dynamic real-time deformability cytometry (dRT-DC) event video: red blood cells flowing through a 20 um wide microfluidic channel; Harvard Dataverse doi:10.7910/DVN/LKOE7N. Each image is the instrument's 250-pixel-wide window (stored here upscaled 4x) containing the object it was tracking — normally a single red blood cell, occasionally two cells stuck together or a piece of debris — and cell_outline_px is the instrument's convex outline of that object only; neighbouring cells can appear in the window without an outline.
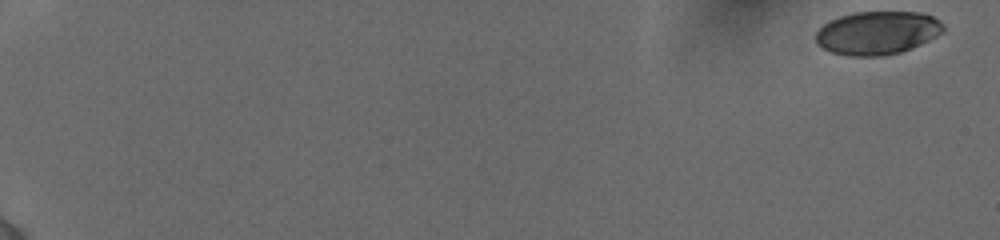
{"species": "human", "species_latin": "Homo sapiens", "temperature_condition": "cold", "stored_images_in_passage": 29, "camera_frame_rate_fps": 3000, "um_per_image_px": 0.085, "donor": {"sex": "female"}, "frame": {"image": 1, "passage_image": 1, "time_ms": 0.0, "image_size_px": [1000, 240], "cell_outline_px": [[944, 28], [936, 36], [928, 40], [900, 52], [880, 56], [848, 56], [832, 52], [816, 44], [816, 32], [828, 20], [840, 16], [856, 12], [920, 12], [932, 16], [940, 20], [944, 24]], "centroid_in_image_um": [74.55, 2.78], "position_along_channel_um": 10.5, "area_um2": 32.02}}
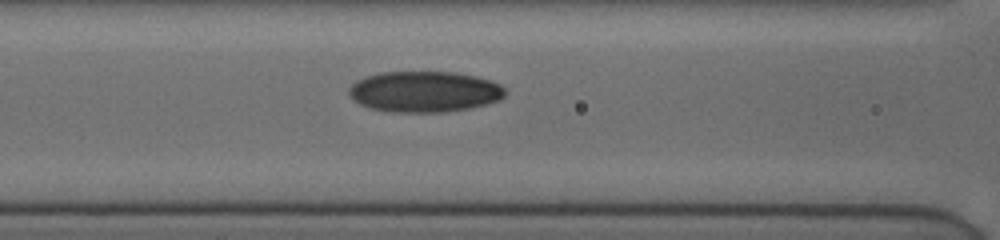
{"frame": {"image": 2, "passage_image": 21, "time_ms": 8.667, "image_size_px": [1000, 240], "cell_outline_px": [[508, 92], [500, 100], [468, 108], [444, 112], [388, 112], [372, 108], [360, 104], [348, 92], [348, 88], [356, 80], [380, 72], [456, 72], [476, 76], [492, 80], [500, 84]], "centroid_in_image_um": [36.11, 7.78], "position_along_channel_um": 130.5, "area_um2": 37.28}}
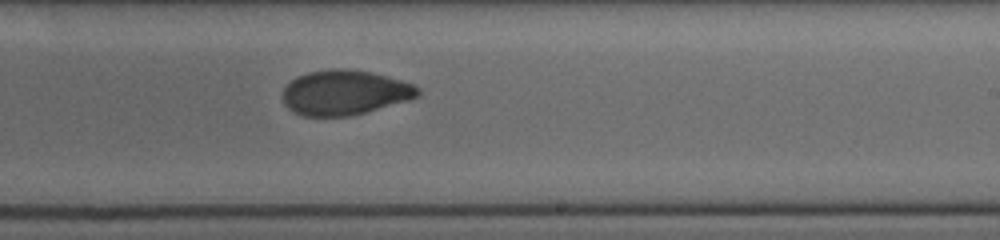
{"frame": {"image": 3, "passage_image": 29, "time_ms": 12.0, "image_size_px": [1000, 240], "cell_outline_px": [[420, 96], [408, 100], [364, 112], [348, 116], [304, 116], [288, 108], [284, 104], [284, 88], [296, 76], [308, 72], [332, 68], [348, 68], [372, 72], [388, 76], [412, 84], [420, 88]], "centroid_in_image_um": [29.31, 7.85], "position_along_channel_um": 259.7, "area_um2": 35.2}}